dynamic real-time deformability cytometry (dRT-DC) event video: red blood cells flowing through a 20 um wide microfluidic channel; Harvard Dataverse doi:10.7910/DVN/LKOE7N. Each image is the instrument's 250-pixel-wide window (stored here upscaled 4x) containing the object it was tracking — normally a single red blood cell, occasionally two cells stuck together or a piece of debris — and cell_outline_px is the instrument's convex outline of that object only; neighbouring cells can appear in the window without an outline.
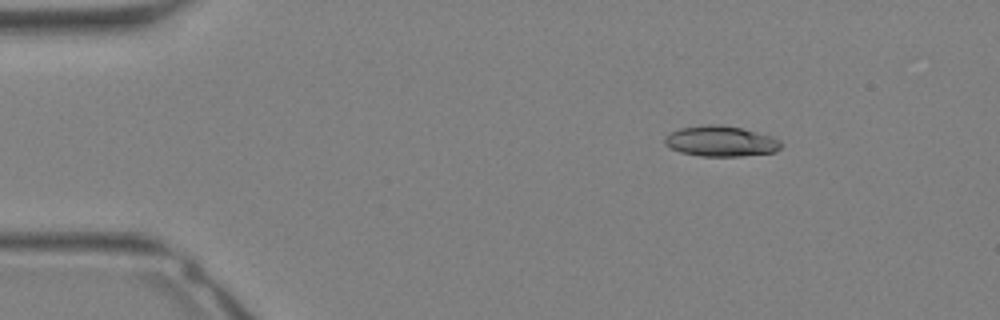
{"species": "Egyptian fruit bat (a non-hibernating species)", "species_latin": "Rousettus aegyptiacus", "temperature_condition": "warm", "stored_images_in_passage": 30, "camera_frame_rate_fps": 3000, "um_per_image_px": 0.085, "animal": {"sex": "female"}, "frame": {"image": 1, "passage_image": 1, "time_ms": 0.0, "image_size_px": [1000, 320], "cell_outline_px": [[780, 148], [776, 152], [740, 156], [700, 156], [680, 152], [664, 144], [664, 136], [680, 128], [704, 124], [720, 124], [740, 128], [772, 136], [780, 140]], "centroid_in_image_um": [61.25, 12.0], "position_along_channel_um": 23.8, "area_um2": 20.69}}
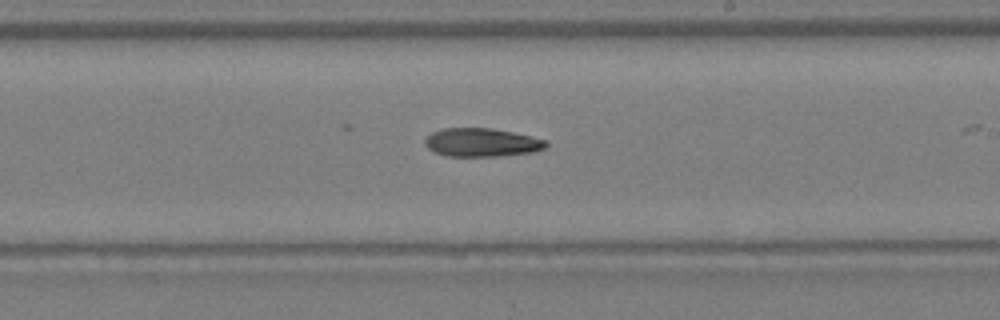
{"frame": {"image": 2, "passage_image": 16, "time_ms": 5.0, "image_size_px": [1000, 320], "cell_outline_px": [[548, 144], [544, 148], [532, 152], [496, 156], [444, 156], [428, 148], [424, 140], [432, 132], [444, 128], [492, 128], [512, 132], [548, 140]], "centroid_in_image_um": [40.95, 12.1], "position_along_channel_um": 248.1, "area_um2": 19.94}}
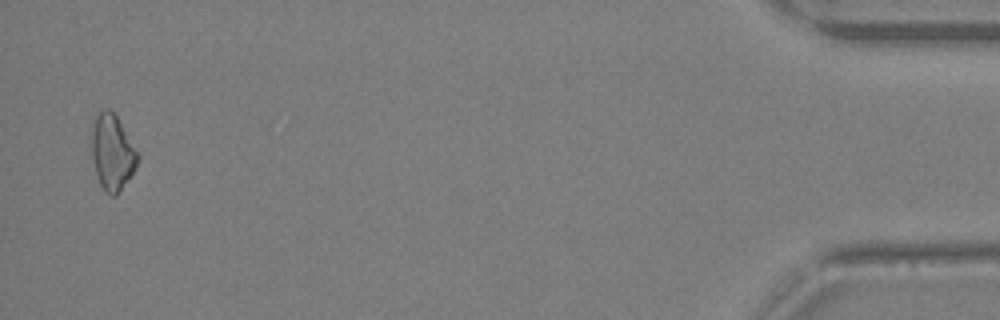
{"frame": {"image": 3, "passage_image": 29, "time_ms": 9.333, "image_size_px": [1000, 320], "cell_outline_px": [[140, 156], [136, 168], [116, 196], [108, 196], [104, 192], [100, 184], [96, 172], [92, 156], [92, 120], [104, 108], [108, 108], [116, 116], [140, 152]], "centroid_in_image_um": [9.57, 12.96], "position_along_channel_um": 425.6, "area_um2": 20.52}}